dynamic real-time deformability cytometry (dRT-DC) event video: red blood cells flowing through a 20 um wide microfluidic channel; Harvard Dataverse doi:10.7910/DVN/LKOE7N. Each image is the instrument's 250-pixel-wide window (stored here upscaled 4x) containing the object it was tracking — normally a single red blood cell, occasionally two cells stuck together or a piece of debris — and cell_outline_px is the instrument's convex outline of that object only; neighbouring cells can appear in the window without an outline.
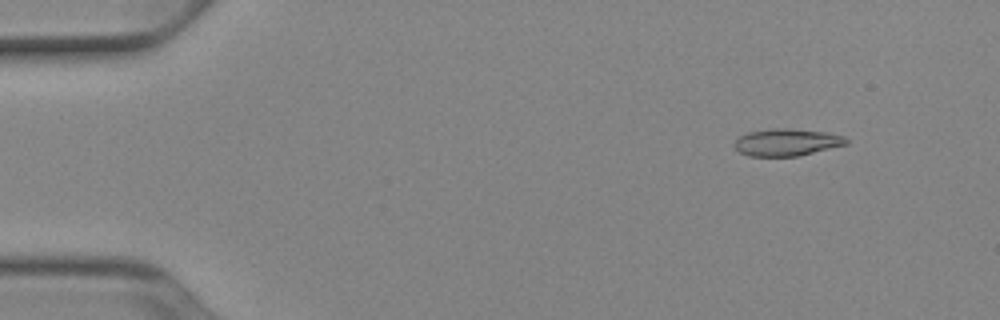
{"species": "Egyptian fruit bat (a non-hibernating species)", "species_latin": "Rousettus aegyptiacus", "temperature_condition": "cold", "stored_images_in_passage": 52, "camera_frame_rate_fps": 3000, "um_per_image_px": 0.085, "animal": {"sex": "female"}, "frame": {"image": 1, "passage_image": 6, "time_ms": 1.667, "image_size_px": [1000, 320], "cell_outline_px": [[848, 144], [796, 156], [748, 156], [740, 152], [732, 144], [740, 136], [748, 132], [776, 128], [784, 128], [828, 132], [844, 136], [848, 140]], "centroid_in_image_um": [66.87, 12.09], "position_along_channel_um": 18.1, "area_um2": 17.57}}
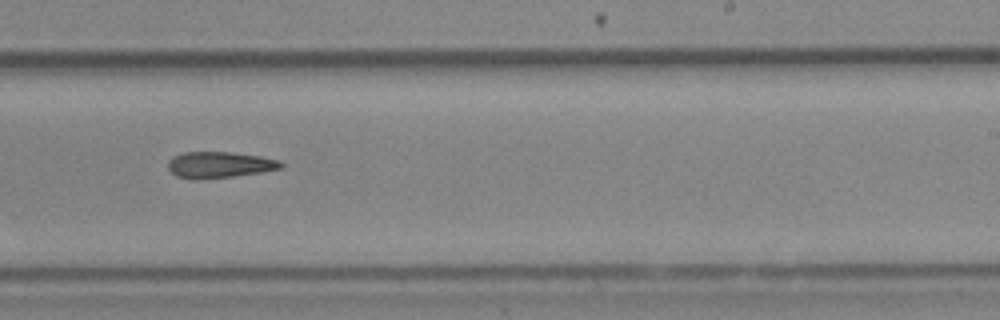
{"frame": {"image": 2, "passage_image": 33, "time_ms": 10.667, "image_size_px": [1000, 320], "cell_outline_px": [[284, 168], [260, 172], [232, 176], [196, 180], [192, 180], [176, 176], [168, 168], [168, 160], [172, 156], [184, 152], [232, 152], [260, 156], [280, 160], [284, 164]], "centroid_in_image_um": [18.65, 14.01], "position_along_channel_um": 270.4, "area_um2": 17.4}}
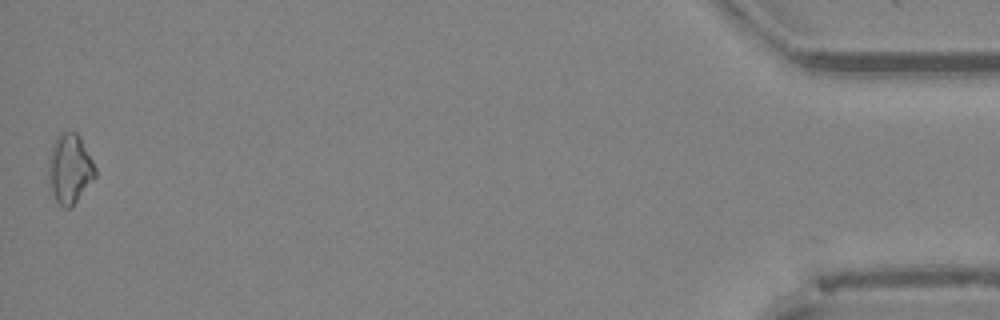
{"frame": {"image": 3, "passage_image": 52, "time_ms": 17.0, "image_size_px": [1000, 320], "cell_outline_px": [[96, 176], [76, 200], [68, 208], [64, 208], [56, 200], [48, 176], [48, 160], [52, 144], [56, 136], [64, 132], [76, 132], [80, 136], [96, 168]], "centroid_in_image_um": [5.92, 14.29], "position_along_channel_um": 429.3, "area_um2": 18.55}}